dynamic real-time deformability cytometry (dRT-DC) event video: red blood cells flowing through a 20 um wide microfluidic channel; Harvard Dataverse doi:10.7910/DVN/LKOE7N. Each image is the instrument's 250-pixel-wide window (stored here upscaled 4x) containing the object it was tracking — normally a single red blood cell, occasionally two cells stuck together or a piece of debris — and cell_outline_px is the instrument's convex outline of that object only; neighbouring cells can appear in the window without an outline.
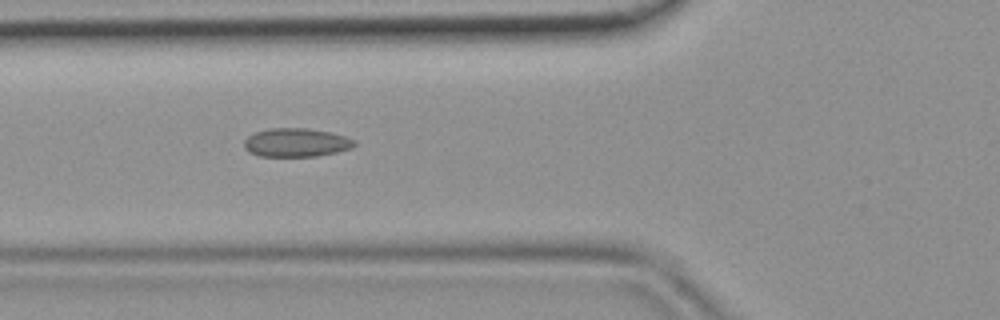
{"species": "common noctule bat (a hibernating species)", "species_latin": "Nyctalus noctula", "temperature_condition": "room temperature", "stored_images_in_passage": 45, "camera_frame_rate_fps": 3000, "um_per_image_px": 0.085, "animal": {"sex": "female", "body_mass_g": 19.9}, "frame": {"image": 1, "passage_image": 16, "time_ms": 5.0, "image_size_px": [1000, 320], "cell_outline_px": [[356, 144], [352, 148], [336, 152], [316, 156], [260, 156], [248, 152], [244, 148], [244, 140], [248, 136], [256, 132], [268, 128], [304, 128], [328, 132], [344, 136], [356, 140]], "centroid_in_image_um": [25.15, 12.12], "position_along_channel_um": 100.6, "area_um2": 18.32}}
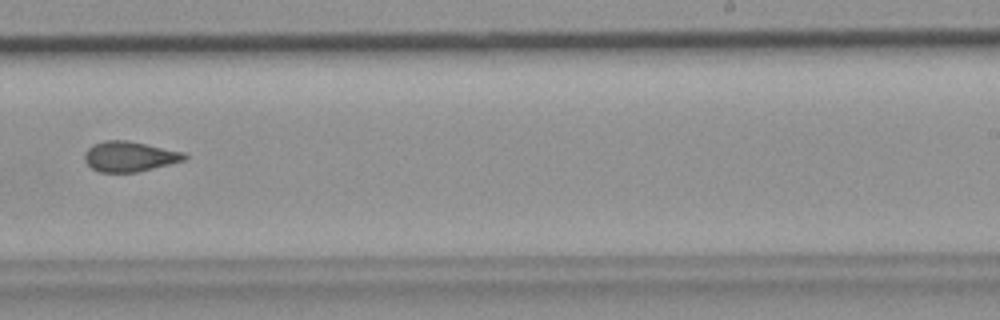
{"frame": {"image": 2, "passage_image": 28, "time_ms": 9.0, "image_size_px": [1000, 320], "cell_outline_px": [[188, 156], [184, 160], [136, 172], [100, 172], [92, 168], [84, 160], [84, 152], [92, 144], [104, 140], [128, 140], [184, 152]], "centroid_in_image_um": [10.97, 13.28], "position_along_channel_um": 278.0, "area_um2": 17.51}}
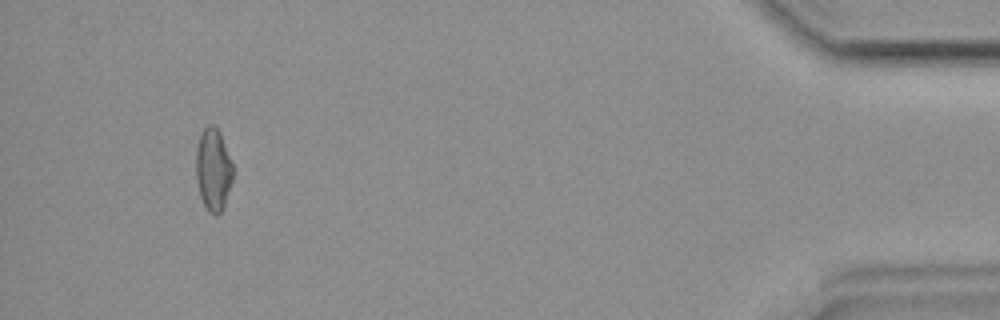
{"frame": {"image": 3, "passage_image": 42, "time_ms": 13.667, "image_size_px": [1000, 320], "cell_outline_px": [[232, 180], [224, 208], [216, 216], [208, 212], [200, 196], [196, 180], [196, 148], [200, 136], [204, 128], [208, 124], [216, 124], [220, 132], [232, 164]], "centroid_in_image_um": [18.11, 14.42], "position_along_channel_um": 417.1, "area_um2": 17.8}}